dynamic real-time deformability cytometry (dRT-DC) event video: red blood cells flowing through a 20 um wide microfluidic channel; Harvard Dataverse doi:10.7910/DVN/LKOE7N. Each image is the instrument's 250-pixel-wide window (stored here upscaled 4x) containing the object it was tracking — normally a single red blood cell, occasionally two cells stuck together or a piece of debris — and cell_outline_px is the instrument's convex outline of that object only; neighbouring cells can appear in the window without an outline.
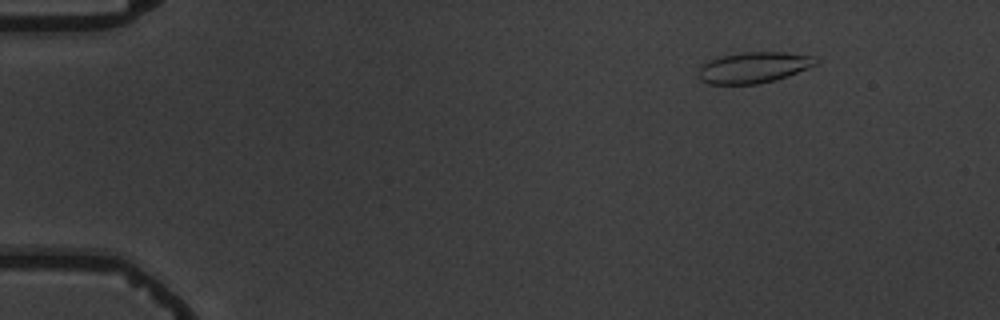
{"species": "common noctule bat (a hibernating species)", "species_latin": "Nyctalus noctula", "temperature_condition": "warm", "stored_images_in_passage": 4, "camera_frame_rate_fps": 3000, "um_per_image_px": 0.085, "animal": {"sex": "male", "body_mass_g": 19.5, "forearm_length_mm": 54.6}, "frame": {"image": 1, "passage_image": 2, "time_ms": 1.0, "image_size_px": [1000, 320], "cell_outline_px": [[820, 60], [816, 64], [808, 68], [788, 76], [776, 80], [756, 84], [708, 84], [700, 80], [700, 68], [708, 60], [720, 56], [740, 52], [784, 52], [816, 56]], "centroid_in_image_um": [64.1, 5.73], "position_along_channel_um": 20.9, "area_um2": 21.27}}